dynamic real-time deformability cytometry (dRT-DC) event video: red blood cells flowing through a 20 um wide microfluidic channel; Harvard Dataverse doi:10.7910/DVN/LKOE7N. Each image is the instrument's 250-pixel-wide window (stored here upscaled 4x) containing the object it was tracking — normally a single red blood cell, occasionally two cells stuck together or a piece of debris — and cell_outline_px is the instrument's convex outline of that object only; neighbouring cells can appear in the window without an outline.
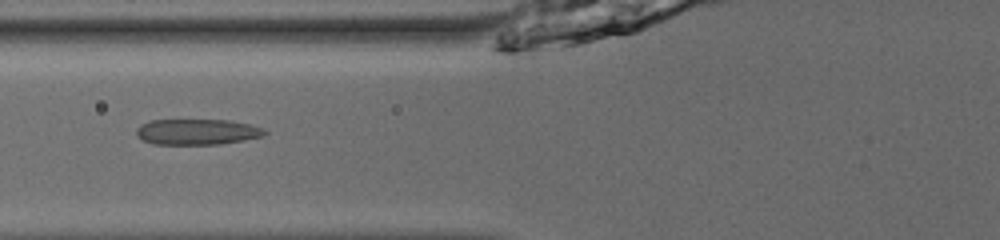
{"species": "common noctule bat (a hibernating species)", "species_latin": "Nyctalus noctula", "temperature_condition": "room temperature", "stored_images_in_passage": 35, "camera_frame_rate_fps": 3000, "um_per_image_px": 0.085, "animal": {"sex": "male", "body_mass_g": 13.0, "forearm_length_mm": 53.1}, "frame": {"image": 1, "passage_image": 5, "time_ms": 1.333, "image_size_px": [1000, 240], "cell_outline_px": [[268, 132], [264, 136], [244, 140], [220, 144], [152, 144], [136, 136], [136, 128], [140, 124], [148, 120], [228, 120], [248, 124], [264, 128]], "centroid_in_image_um": [16.74, 11.2], "position_along_channel_um": 109.1, "area_um2": 19.36}}
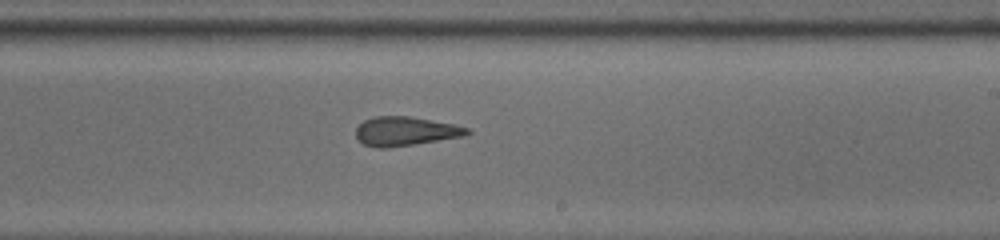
{"frame": {"image": 2, "passage_image": 16, "time_ms": 5.0, "image_size_px": [1000, 240], "cell_outline_px": [[472, 132], [464, 136], [388, 148], [376, 148], [364, 144], [356, 136], [356, 128], [364, 120], [376, 116], [408, 116], [456, 124], [468, 128]], "centroid_in_image_um": [34.47, 11.15], "position_along_channel_um": 254.5, "area_um2": 18.79}}
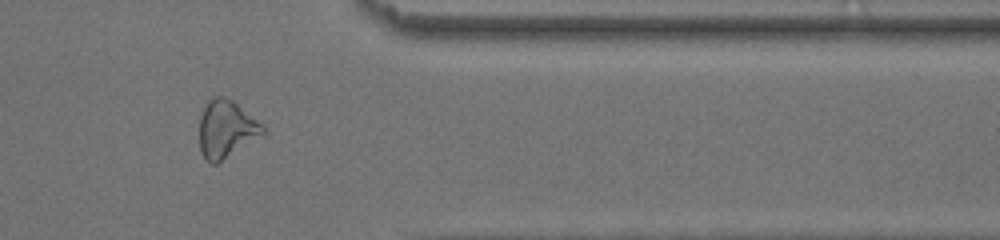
{"frame": {"image": 3, "passage_image": 27, "time_ms": 8.667, "image_size_px": [1000, 240], "cell_outline_px": [[264, 132], [216, 164], [212, 164], [204, 160], [200, 152], [200, 116], [208, 100], [216, 96], [224, 96], [232, 100], [256, 120], [264, 128]], "centroid_in_image_um": [19.15, 10.97], "position_along_channel_um": 392.2, "area_um2": 20.58}, "authors_computed_cell_mechanics": {"area_um2": 19.363, "velocity_mm_per_s": 3.948, "shape_relaxation_time_tau1_ms": 4.678, "shape_relaxation_time_tau2_ms": 1.3454, "deformation_change_tau1": 0.1473, "deformation_change_tau2": 0.098}}